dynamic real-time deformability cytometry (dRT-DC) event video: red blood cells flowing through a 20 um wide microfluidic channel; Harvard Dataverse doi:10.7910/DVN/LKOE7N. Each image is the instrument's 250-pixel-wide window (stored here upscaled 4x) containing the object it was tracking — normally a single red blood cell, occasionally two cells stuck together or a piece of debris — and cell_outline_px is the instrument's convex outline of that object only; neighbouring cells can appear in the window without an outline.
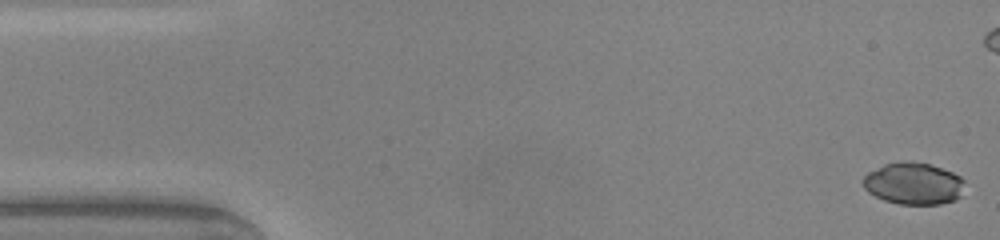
{"species": "common noctule bat (a hibernating species)", "species_latin": "Nyctalus noctula", "temperature_condition": "warm", "stored_images_in_passage": 39, "camera_frame_rate_fps": 3000, "um_per_image_px": 0.085, "animal": {"sex": "male", "body_mass_g": 20.0, "forearm_length_mm": 53.3}, "frame": {"image": 1, "passage_image": 1, "time_ms": 0.0, "image_size_px": [1000, 240], "cell_outline_px": [[964, 180], [960, 196], [956, 200], [940, 204], [900, 204], [884, 200], [868, 192], [864, 188], [860, 180], [868, 172], [884, 164], [928, 164], [952, 172], [960, 176]], "centroid_in_image_um": [77.63, 15.64], "position_along_channel_um": 7.4, "area_um2": 24.22}}
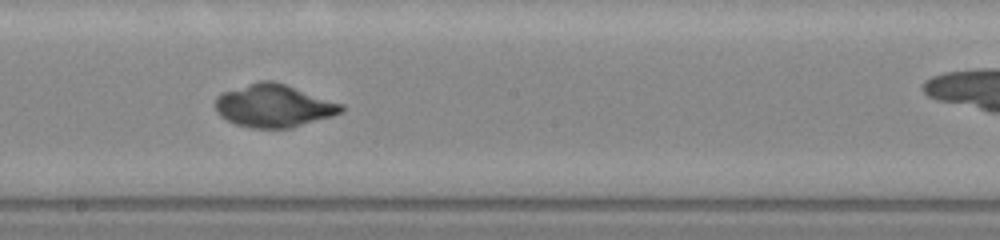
{"frame": {"image": 2, "passage_image": 26, "time_ms": 8.333, "image_size_px": [1000, 240], "cell_outline_px": [[344, 112], [332, 116], [292, 128], [252, 128], [236, 124], [220, 116], [216, 112], [216, 96], [224, 92], [260, 80], [272, 80], [344, 104]], "centroid_in_image_um": [23.29, 9.0], "position_along_channel_um": 224.9, "area_um2": 31.27}}
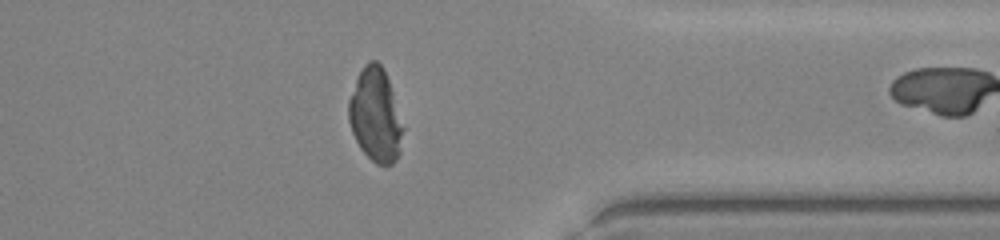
{"frame": {"image": 3, "passage_image": 38, "time_ms": 12.333, "image_size_px": [1000, 240], "cell_outline_px": [[404, 128], [400, 152], [396, 160], [392, 164], [376, 164], [360, 148], [352, 132], [348, 120], [348, 100], [356, 76], [364, 64], [368, 60], [376, 60], [380, 64], [388, 80]], "centroid_in_image_um": [31.89, 9.78], "position_along_channel_um": 379.5, "area_um2": 29.59}}